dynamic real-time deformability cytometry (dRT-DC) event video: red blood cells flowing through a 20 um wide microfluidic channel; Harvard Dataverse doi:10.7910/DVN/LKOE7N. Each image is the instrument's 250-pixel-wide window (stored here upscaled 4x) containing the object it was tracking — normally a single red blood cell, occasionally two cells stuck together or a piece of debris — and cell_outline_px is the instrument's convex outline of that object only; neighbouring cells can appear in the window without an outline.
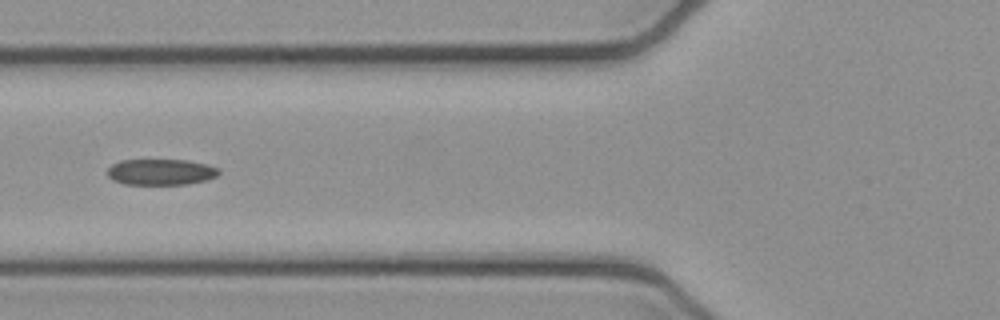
{"species": "common noctule bat (a hibernating species)", "species_latin": "Nyctalus noctula", "temperature_condition": "cold", "stored_images_in_passage": 6, "camera_frame_rate_fps": 3000, "um_per_image_px": 0.085, "animal": {"sex": "female", "body_mass_g": 21.9}, "frame": {"image": 1, "passage_image": 6, "time_ms": 1.667, "image_size_px": [1000, 320], "cell_outline_px": [[220, 172], [216, 176], [208, 180], [188, 184], [124, 184], [112, 180], [108, 176], [108, 168], [112, 164], [120, 160], [188, 160], [208, 164], [220, 168]], "centroid_in_image_um": [13.7, 14.61], "position_along_channel_um": 112.1, "area_um2": 17.05}}